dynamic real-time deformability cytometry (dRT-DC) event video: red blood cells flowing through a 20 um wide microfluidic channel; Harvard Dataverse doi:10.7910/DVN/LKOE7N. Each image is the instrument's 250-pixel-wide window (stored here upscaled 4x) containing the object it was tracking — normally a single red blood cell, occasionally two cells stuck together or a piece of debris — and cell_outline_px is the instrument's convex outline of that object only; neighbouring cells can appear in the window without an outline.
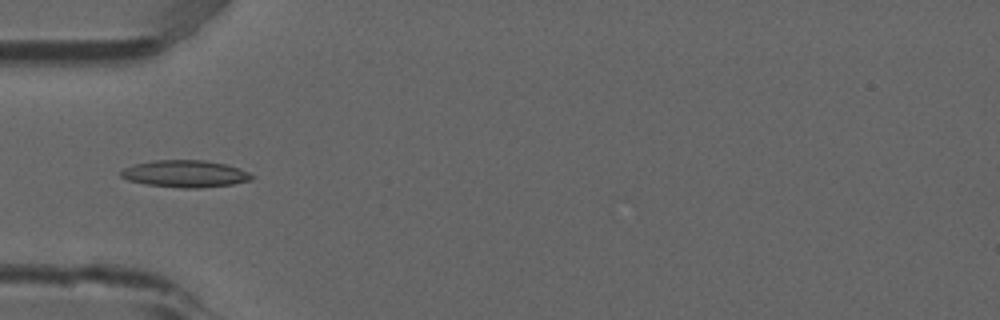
{"species": "common noctule bat (a hibernating species)", "species_latin": "Nyctalus noctula", "temperature_condition": "room temperature", "stored_images_in_passage": 5, "camera_frame_rate_fps": 3000, "um_per_image_px": 0.085, "animal": {"sex": "male", "forearm_length_mm": 52.5}, "frame": {"image": 1, "passage_image": 5, "time_ms": 1.333, "image_size_px": [1000, 320], "cell_outline_px": [[256, 176], [252, 180], [232, 184], [200, 188], [180, 188], [148, 184], [128, 180], [120, 176], [120, 172], [124, 168], [136, 164], [156, 160], [204, 160], [224, 164], [248, 172]], "centroid_in_image_um": [15.75, 14.77], "position_along_channel_um": 69.2, "area_um2": 20.4}}